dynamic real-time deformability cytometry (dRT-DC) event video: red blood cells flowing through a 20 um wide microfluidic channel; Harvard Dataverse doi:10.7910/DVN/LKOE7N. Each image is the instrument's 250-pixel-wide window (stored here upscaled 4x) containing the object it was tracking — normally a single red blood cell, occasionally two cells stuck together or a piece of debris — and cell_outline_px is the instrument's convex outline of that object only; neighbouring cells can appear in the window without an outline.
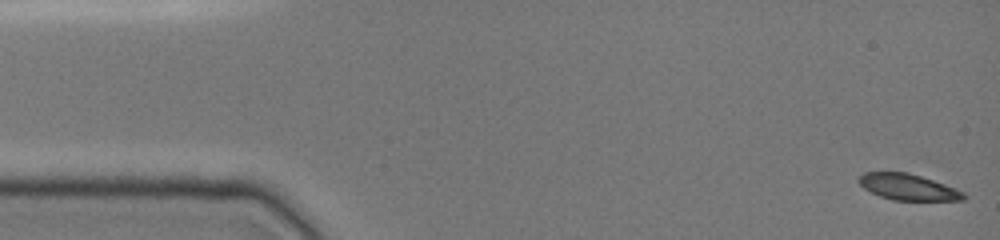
{"species": "common noctule bat (a hibernating species)", "species_latin": "Nyctalus noctula", "temperature_condition": "cold", "stored_images_in_passage": 48, "camera_frame_rate_fps": 3000, "um_per_image_px": 0.085, "animal": {"sex": "female", "body_mass_g": 19.0, "forearm_length_mm": 51.5}, "frame": {"image": 1, "passage_image": 1, "time_ms": 0.0, "image_size_px": [1000, 240], "cell_outline_px": [[968, 196], [964, 200], [892, 200], [880, 196], [864, 188], [856, 180], [864, 172], [908, 172], [956, 188], [964, 192]], "centroid_in_image_um": [77.19, 15.9], "position_along_channel_um": 7.8, "area_um2": 15.9}}
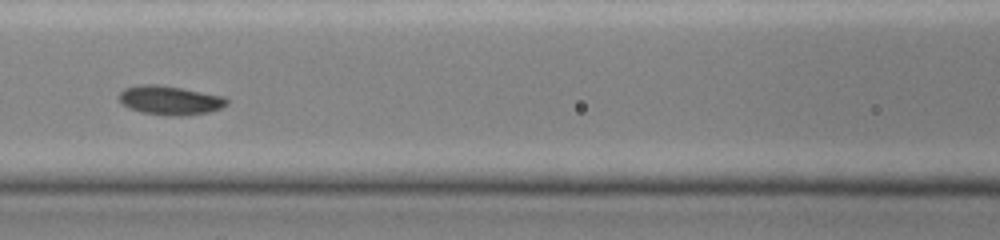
{"frame": {"image": 2, "passage_image": 21, "time_ms": 6.667, "image_size_px": [1000, 240], "cell_outline_px": [[228, 104], [220, 108], [208, 112], [180, 116], [168, 116], [140, 112], [124, 104], [116, 96], [124, 88], [140, 84], [156, 84], [180, 88], [224, 96], [228, 100]], "centroid_in_image_um": [14.43, 8.52], "position_along_channel_um": 152.2, "area_um2": 18.15}}
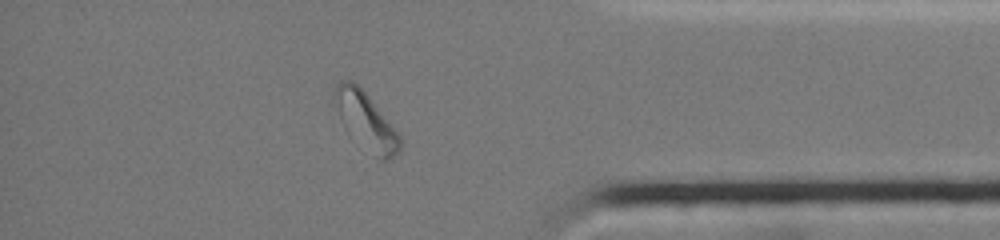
{"frame": {"image": 3, "passage_image": 41, "time_ms": 13.333, "image_size_px": [1000, 240], "cell_outline_px": [[404, 140], [400, 148], [388, 160], [380, 160], [376, 156], [340, 116], [332, 100], [332, 88], [340, 80], [352, 80], [368, 96]], "centroid_in_image_um": [31.11, 10.17], "position_along_channel_um": 404.1, "area_um2": 20.29}, "authors_computed_cell_mechanics": {"area_um2": 17.6579, "velocity_mm_per_s": 3.9603, "shape_relaxation_time_tau1_ms": 2.3278, "shape_relaxation_time_tau2_ms": null, "deformation_change_tau1": 0.0866, "deformation_change_tau2": null}}